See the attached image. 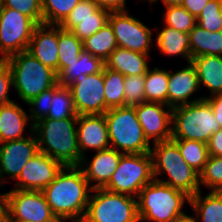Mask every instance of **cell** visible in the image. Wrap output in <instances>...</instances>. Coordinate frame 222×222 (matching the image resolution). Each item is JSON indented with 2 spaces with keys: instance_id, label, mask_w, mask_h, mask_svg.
Returning <instances> with one entry per match:
<instances>
[{
  "instance_id": "1",
  "label": "cell",
  "mask_w": 222,
  "mask_h": 222,
  "mask_svg": "<svg viewBox=\"0 0 222 222\" xmlns=\"http://www.w3.org/2000/svg\"><path fill=\"white\" fill-rule=\"evenodd\" d=\"M91 190L79 166H64L42 192L60 222H82Z\"/></svg>"
},
{
  "instance_id": "2",
  "label": "cell",
  "mask_w": 222,
  "mask_h": 222,
  "mask_svg": "<svg viewBox=\"0 0 222 222\" xmlns=\"http://www.w3.org/2000/svg\"><path fill=\"white\" fill-rule=\"evenodd\" d=\"M77 117L65 119L42 118L33 124V133L40 152L61 162L64 166H79Z\"/></svg>"
},
{
  "instance_id": "3",
  "label": "cell",
  "mask_w": 222,
  "mask_h": 222,
  "mask_svg": "<svg viewBox=\"0 0 222 222\" xmlns=\"http://www.w3.org/2000/svg\"><path fill=\"white\" fill-rule=\"evenodd\" d=\"M152 156L154 179L185 192L190 197L201 190L199 173L183 159L178 146L172 141L154 143ZM168 174V180L158 175Z\"/></svg>"
},
{
  "instance_id": "4",
  "label": "cell",
  "mask_w": 222,
  "mask_h": 222,
  "mask_svg": "<svg viewBox=\"0 0 222 222\" xmlns=\"http://www.w3.org/2000/svg\"><path fill=\"white\" fill-rule=\"evenodd\" d=\"M190 196L168 184L153 179L145 185L137 197L139 221L172 222L184 214L185 202Z\"/></svg>"
},
{
  "instance_id": "5",
  "label": "cell",
  "mask_w": 222,
  "mask_h": 222,
  "mask_svg": "<svg viewBox=\"0 0 222 222\" xmlns=\"http://www.w3.org/2000/svg\"><path fill=\"white\" fill-rule=\"evenodd\" d=\"M7 64L11 69L12 87L25 103L58 83L57 73L27 50L8 57Z\"/></svg>"
},
{
  "instance_id": "6",
  "label": "cell",
  "mask_w": 222,
  "mask_h": 222,
  "mask_svg": "<svg viewBox=\"0 0 222 222\" xmlns=\"http://www.w3.org/2000/svg\"><path fill=\"white\" fill-rule=\"evenodd\" d=\"M110 147L123 154L149 153L151 145L145 138L134 106L111 108L104 113Z\"/></svg>"
},
{
  "instance_id": "7",
  "label": "cell",
  "mask_w": 222,
  "mask_h": 222,
  "mask_svg": "<svg viewBox=\"0 0 222 222\" xmlns=\"http://www.w3.org/2000/svg\"><path fill=\"white\" fill-rule=\"evenodd\" d=\"M221 129L206 99L172 108L171 139H187L208 143Z\"/></svg>"
},
{
  "instance_id": "8",
  "label": "cell",
  "mask_w": 222,
  "mask_h": 222,
  "mask_svg": "<svg viewBox=\"0 0 222 222\" xmlns=\"http://www.w3.org/2000/svg\"><path fill=\"white\" fill-rule=\"evenodd\" d=\"M91 193L82 222H140L136 197L105 189Z\"/></svg>"
},
{
  "instance_id": "9",
  "label": "cell",
  "mask_w": 222,
  "mask_h": 222,
  "mask_svg": "<svg viewBox=\"0 0 222 222\" xmlns=\"http://www.w3.org/2000/svg\"><path fill=\"white\" fill-rule=\"evenodd\" d=\"M154 179L151 153L123 154L109 183L103 188L112 193L138 197L140 190Z\"/></svg>"
},
{
  "instance_id": "10",
  "label": "cell",
  "mask_w": 222,
  "mask_h": 222,
  "mask_svg": "<svg viewBox=\"0 0 222 222\" xmlns=\"http://www.w3.org/2000/svg\"><path fill=\"white\" fill-rule=\"evenodd\" d=\"M6 197V220L60 222L42 191L12 189Z\"/></svg>"
},
{
  "instance_id": "11",
  "label": "cell",
  "mask_w": 222,
  "mask_h": 222,
  "mask_svg": "<svg viewBox=\"0 0 222 222\" xmlns=\"http://www.w3.org/2000/svg\"><path fill=\"white\" fill-rule=\"evenodd\" d=\"M37 24L15 9L0 8V50L8 58L28 49Z\"/></svg>"
},
{
  "instance_id": "12",
  "label": "cell",
  "mask_w": 222,
  "mask_h": 222,
  "mask_svg": "<svg viewBox=\"0 0 222 222\" xmlns=\"http://www.w3.org/2000/svg\"><path fill=\"white\" fill-rule=\"evenodd\" d=\"M128 12H110L108 17L117 46L149 55L153 32L139 19L130 16Z\"/></svg>"
},
{
  "instance_id": "13",
  "label": "cell",
  "mask_w": 222,
  "mask_h": 222,
  "mask_svg": "<svg viewBox=\"0 0 222 222\" xmlns=\"http://www.w3.org/2000/svg\"><path fill=\"white\" fill-rule=\"evenodd\" d=\"M77 115L104 114V68L99 73L86 75L68 86Z\"/></svg>"
},
{
  "instance_id": "14",
  "label": "cell",
  "mask_w": 222,
  "mask_h": 222,
  "mask_svg": "<svg viewBox=\"0 0 222 222\" xmlns=\"http://www.w3.org/2000/svg\"><path fill=\"white\" fill-rule=\"evenodd\" d=\"M135 111L145 138L150 143L171 140L172 108L164 103L143 102L135 105ZM166 107V109L164 108Z\"/></svg>"
},
{
  "instance_id": "15",
  "label": "cell",
  "mask_w": 222,
  "mask_h": 222,
  "mask_svg": "<svg viewBox=\"0 0 222 222\" xmlns=\"http://www.w3.org/2000/svg\"><path fill=\"white\" fill-rule=\"evenodd\" d=\"M63 167L61 162L38 151L23 167L15 180L17 182L14 189L42 191L56 178Z\"/></svg>"
},
{
  "instance_id": "16",
  "label": "cell",
  "mask_w": 222,
  "mask_h": 222,
  "mask_svg": "<svg viewBox=\"0 0 222 222\" xmlns=\"http://www.w3.org/2000/svg\"><path fill=\"white\" fill-rule=\"evenodd\" d=\"M32 137H24L0 143V184L5 175L16 180L25 164L39 151L33 131ZM2 144V145H1Z\"/></svg>"
},
{
  "instance_id": "17",
  "label": "cell",
  "mask_w": 222,
  "mask_h": 222,
  "mask_svg": "<svg viewBox=\"0 0 222 222\" xmlns=\"http://www.w3.org/2000/svg\"><path fill=\"white\" fill-rule=\"evenodd\" d=\"M76 127L81 160L88 148L97 152L110 147L104 114L78 115Z\"/></svg>"
},
{
  "instance_id": "18",
  "label": "cell",
  "mask_w": 222,
  "mask_h": 222,
  "mask_svg": "<svg viewBox=\"0 0 222 222\" xmlns=\"http://www.w3.org/2000/svg\"><path fill=\"white\" fill-rule=\"evenodd\" d=\"M58 25L35 27L27 51L42 64L59 74Z\"/></svg>"
},
{
  "instance_id": "19",
  "label": "cell",
  "mask_w": 222,
  "mask_h": 222,
  "mask_svg": "<svg viewBox=\"0 0 222 222\" xmlns=\"http://www.w3.org/2000/svg\"><path fill=\"white\" fill-rule=\"evenodd\" d=\"M122 155L123 153L109 147L97 151L92 160H90V164H87L86 155L82 158L79 167L82 169L92 190L103 189L109 183Z\"/></svg>"
},
{
  "instance_id": "20",
  "label": "cell",
  "mask_w": 222,
  "mask_h": 222,
  "mask_svg": "<svg viewBox=\"0 0 222 222\" xmlns=\"http://www.w3.org/2000/svg\"><path fill=\"white\" fill-rule=\"evenodd\" d=\"M188 64L175 73L169 72L168 106L171 108L205 99V97L190 99L192 94L200 89V85L194 65L191 62Z\"/></svg>"
},
{
  "instance_id": "21",
  "label": "cell",
  "mask_w": 222,
  "mask_h": 222,
  "mask_svg": "<svg viewBox=\"0 0 222 222\" xmlns=\"http://www.w3.org/2000/svg\"><path fill=\"white\" fill-rule=\"evenodd\" d=\"M29 121V115L14 101L0 107V143L24 138L28 123L32 132L33 124Z\"/></svg>"
},
{
  "instance_id": "22",
  "label": "cell",
  "mask_w": 222,
  "mask_h": 222,
  "mask_svg": "<svg viewBox=\"0 0 222 222\" xmlns=\"http://www.w3.org/2000/svg\"><path fill=\"white\" fill-rule=\"evenodd\" d=\"M150 55L117 47L104 62L105 67L124 76L145 75Z\"/></svg>"
},
{
  "instance_id": "23",
  "label": "cell",
  "mask_w": 222,
  "mask_h": 222,
  "mask_svg": "<svg viewBox=\"0 0 222 222\" xmlns=\"http://www.w3.org/2000/svg\"><path fill=\"white\" fill-rule=\"evenodd\" d=\"M200 87L206 86L210 95L222 94V56L204 55L192 58Z\"/></svg>"
},
{
  "instance_id": "24",
  "label": "cell",
  "mask_w": 222,
  "mask_h": 222,
  "mask_svg": "<svg viewBox=\"0 0 222 222\" xmlns=\"http://www.w3.org/2000/svg\"><path fill=\"white\" fill-rule=\"evenodd\" d=\"M156 37V47L165 56H182L190 63L192 56L190 53L189 33L177 31L176 29L164 26Z\"/></svg>"
},
{
  "instance_id": "25",
  "label": "cell",
  "mask_w": 222,
  "mask_h": 222,
  "mask_svg": "<svg viewBox=\"0 0 222 222\" xmlns=\"http://www.w3.org/2000/svg\"><path fill=\"white\" fill-rule=\"evenodd\" d=\"M105 63L82 50L77 61L69 63L59 74L58 83L63 87H68L83 76L99 73L103 70Z\"/></svg>"
},
{
  "instance_id": "26",
  "label": "cell",
  "mask_w": 222,
  "mask_h": 222,
  "mask_svg": "<svg viewBox=\"0 0 222 222\" xmlns=\"http://www.w3.org/2000/svg\"><path fill=\"white\" fill-rule=\"evenodd\" d=\"M189 204L197 221L222 222V192L210 191L203 198L200 190L190 197Z\"/></svg>"
},
{
  "instance_id": "27",
  "label": "cell",
  "mask_w": 222,
  "mask_h": 222,
  "mask_svg": "<svg viewBox=\"0 0 222 222\" xmlns=\"http://www.w3.org/2000/svg\"><path fill=\"white\" fill-rule=\"evenodd\" d=\"M192 58L204 55L222 56V33L210 32L196 25L189 32Z\"/></svg>"
},
{
  "instance_id": "28",
  "label": "cell",
  "mask_w": 222,
  "mask_h": 222,
  "mask_svg": "<svg viewBox=\"0 0 222 222\" xmlns=\"http://www.w3.org/2000/svg\"><path fill=\"white\" fill-rule=\"evenodd\" d=\"M109 14V11L98 8L96 10V17L64 20L59 26L66 31H71L78 39L83 41L108 23Z\"/></svg>"
},
{
  "instance_id": "29",
  "label": "cell",
  "mask_w": 222,
  "mask_h": 222,
  "mask_svg": "<svg viewBox=\"0 0 222 222\" xmlns=\"http://www.w3.org/2000/svg\"><path fill=\"white\" fill-rule=\"evenodd\" d=\"M83 50L105 62L109 55L118 47L114 32L109 23L92 36L82 41Z\"/></svg>"
},
{
  "instance_id": "30",
  "label": "cell",
  "mask_w": 222,
  "mask_h": 222,
  "mask_svg": "<svg viewBox=\"0 0 222 222\" xmlns=\"http://www.w3.org/2000/svg\"><path fill=\"white\" fill-rule=\"evenodd\" d=\"M149 67L145 74L146 102H159L168 105V77L169 71Z\"/></svg>"
},
{
  "instance_id": "31",
  "label": "cell",
  "mask_w": 222,
  "mask_h": 222,
  "mask_svg": "<svg viewBox=\"0 0 222 222\" xmlns=\"http://www.w3.org/2000/svg\"><path fill=\"white\" fill-rule=\"evenodd\" d=\"M171 140L178 146V149L186 163L200 173L210 156L207 144L187 139Z\"/></svg>"
},
{
  "instance_id": "32",
  "label": "cell",
  "mask_w": 222,
  "mask_h": 222,
  "mask_svg": "<svg viewBox=\"0 0 222 222\" xmlns=\"http://www.w3.org/2000/svg\"><path fill=\"white\" fill-rule=\"evenodd\" d=\"M124 81V75L104 66V98L107 110L124 106Z\"/></svg>"
},
{
  "instance_id": "33",
  "label": "cell",
  "mask_w": 222,
  "mask_h": 222,
  "mask_svg": "<svg viewBox=\"0 0 222 222\" xmlns=\"http://www.w3.org/2000/svg\"><path fill=\"white\" fill-rule=\"evenodd\" d=\"M58 53L59 73L72 63L77 61L83 50L82 40L78 39L71 31H66L58 25Z\"/></svg>"
},
{
  "instance_id": "34",
  "label": "cell",
  "mask_w": 222,
  "mask_h": 222,
  "mask_svg": "<svg viewBox=\"0 0 222 222\" xmlns=\"http://www.w3.org/2000/svg\"><path fill=\"white\" fill-rule=\"evenodd\" d=\"M51 103V108L45 118L65 119L78 117L74 108L72 94L68 87H63L59 83L53 86Z\"/></svg>"
},
{
  "instance_id": "35",
  "label": "cell",
  "mask_w": 222,
  "mask_h": 222,
  "mask_svg": "<svg viewBox=\"0 0 222 222\" xmlns=\"http://www.w3.org/2000/svg\"><path fill=\"white\" fill-rule=\"evenodd\" d=\"M80 0H42L43 23L60 25Z\"/></svg>"
},
{
  "instance_id": "36",
  "label": "cell",
  "mask_w": 222,
  "mask_h": 222,
  "mask_svg": "<svg viewBox=\"0 0 222 222\" xmlns=\"http://www.w3.org/2000/svg\"><path fill=\"white\" fill-rule=\"evenodd\" d=\"M163 14L165 26L177 31L189 33L196 25L197 18L189 13L183 6H167Z\"/></svg>"
},
{
  "instance_id": "37",
  "label": "cell",
  "mask_w": 222,
  "mask_h": 222,
  "mask_svg": "<svg viewBox=\"0 0 222 222\" xmlns=\"http://www.w3.org/2000/svg\"><path fill=\"white\" fill-rule=\"evenodd\" d=\"M200 186L210 188V191L222 192V157L209 156L203 170L199 173Z\"/></svg>"
},
{
  "instance_id": "38",
  "label": "cell",
  "mask_w": 222,
  "mask_h": 222,
  "mask_svg": "<svg viewBox=\"0 0 222 222\" xmlns=\"http://www.w3.org/2000/svg\"><path fill=\"white\" fill-rule=\"evenodd\" d=\"M124 106H135L146 102L145 75L125 76Z\"/></svg>"
},
{
  "instance_id": "39",
  "label": "cell",
  "mask_w": 222,
  "mask_h": 222,
  "mask_svg": "<svg viewBox=\"0 0 222 222\" xmlns=\"http://www.w3.org/2000/svg\"><path fill=\"white\" fill-rule=\"evenodd\" d=\"M197 25L210 32H219L222 29V13L220 0H210L200 15Z\"/></svg>"
},
{
  "instance_id": "40",
  "label": "cell",
  "mask_w": 222,
  "mask_h": 222,
  "mask_svg": "<svg viewBox=\"0 0 222 222\" xmlns=\"http://www.w3.org/2000/svg\"><path fill=\"white\" fill-rule=\"evenodd\" d=\"M2 7L17 10L31 18L37 25L43 24L42 0H3Z\"/></svg>"
},
{
  "instance_id": "41",
  "label": "cell",
  "mask_w": 222,
  "mask_h": 222,
  "mask_svg": "<svg viewBox=\"0 0 222 222\" xmlns=\"http://www.w3.org/2000/svg\"><path fill=\"white\" fill-rule=\"evenodd\" d=\"M52 97L53 87L43 91L37 97H34L28 103H26L28 106H30V114L28 115L32 124L47 116L52 105Z\"/></svg>"
},
{
  "instance_id": "42",
  "label": "cell",
  "mask_w": 222,
  "mask_h": 222,
  "mask_svg": "<svg viewBox=\"0 0 222 222\" xmlns=\"http://www.w3.org/2000/svg\"><path fill=\"white\" fill-rule=\"evenodd\" d=\"M11 86H13L11 69L6 62L0 65V107L13 101L8 94Z\"/></svg>"
},
{
  "instance_id": "43",
  "label": "cell",
  "mask_w": 222,
  "mask_h": 222,
  "mask_svg": "<svg viewBox=\"0 0 222 222\" xmlns=\"http://www.w3.org/2000/svg\"><path fill=\"white\" fill-rule=\"evenodd\" d=\"M98 8L99 6L94 0H80L65 20H74V18L96 17V10Z\"/></svg>"
},
{
  "instance_id": "44",
  "label": "cell",
  "mask_w": 222,
  "mask_h": 222,
  "mask_svg": "<svg viewBox=\"0 0 222 222\" xmlns=\"http://www.w3.org/2000/svg\"><path fill=\"white\" fill-rule=\"evenodd\" d=\"M207 148L210 156L222 157V128L211 135Z\"/></svg>"
},
{
  "instance_id": "45",
  "label": "cell",
  "mask_w": 222,
  "mask_h": 222,
  "mask_svg": "<svg viewBox=\"0 0 222 222\" xmlns=\"http://www.w3.org/2000/svg\"><path fill=\"white\" fill-rule=\"evenodd\" d=\"M101 9L109 12H124L126 9V0H94Z\"/></svg>"
},
{
  "instance_id": "46",
  "label": "cell",
  "mask_w": 222,
  "mask_h": 222,
  "mask_svg": "<svg viewBox=\"0 0 222 222\" xmlns=\"http://www.w3.org/2000/svg\"><path fill=\"white\" fill-rule=\"evenodd\" d=\"M212 107L213 113L220 127L222 128V94H215L205 97Z\"/></svg>"
},
{
  "instance_id": "47",
  "label": "cell",
  "mask_w": 222,
  "mask_h": 222,
  "mask_svg": "<svg viewBox=\"0 0 222 222\" xmlns=\"http://www.w3.org/2000/svg\"><path fill=\"white\" fill-rule=\"evenodd\" d=\"M209 1L210 0H184L181 6L197 18Z\"/></svg>"
},
{
  "instance_id": "48",
  "label": "cell",
  "mask_w": 222,
  "mask_h": 222,
  "mask_svg": "<svg viewBox=\"0 0 222 222\" xmlns=\"http://www.w3.org/2000/svg\"><path fill=\"white\" fill-rule=\"evenodd\" d=\"M6 197L3 194H0V222H6Z\"/></svg>"
},
{
  "instance_id": "49",
  "label": "cell",
  "mask_w": 222,
  "mask_h": 222,
  "mask_svg": "<svg viewBox=\"0 0 222 222\" xmlns=\"http://www.w3.org/2000/svg\"><path fill=\"white\" fill-rule=\"evenodd\" d=\"M172 222H198L196 216H189L186 213L176 217Z\"/></svg>"
},
{
  "instance_id": "50",
  "label": "cell",
  "mask_w": 222,
  "mask_h": 222,
  "mask_svg": "<svg viewBox=\"0 0 222 222\" xmlns=\"http://www.w3.org/2000/svg\"><path fill=\"white\" fill-rule=\"evenodd\" d=\"M149 3H156L158 0H147ZM164 3V7L167 6H181L184 0H161Z\"/></svg>"
},
{
  "instance_id": "51",
  "label": "cell",
  "mask_w": 222,
  "mask_h": 222,
  "mask_svg": "<svg viewBox=\"0 0 222 222\" xmlns=\"http://www.w3.org/2000/svg\"><path fill=\"white\" fill-rule=\"evenodd\" d=\"M7 62V57L0 50V65Z\"/></svg>"
},
{
  "instance_id": "52",
  "label": "cell",
  "mask_w": 222,
  "mask_h": 222,
  "mask_svg": "<svg viewBox=\"0 0 222 222\" xmlns=\"http://www.w3.org/2000/svg\"><path fill=\"white\" fill-rule=\"evenodd\" d=\"M6 222H32V221L6 220Z\"/></svg>"
},
{
  "instance_id": "53",
  "label": "cell",
  "mask_w": 222,
  "mask_h": 222,
  "mask_svg": "<svg viewBox=\"0 0 222 222\" xmlns=\"http://www.w3.org/2000/svg\"><path fill=\"white\" fill-rule=\"evenodd\" d=\"M3 5V0H0V8L2 7Z\"/></svg>"
},
{
  "instance_id": "54",
  "label": "cell",
  "mask_w": 222,
  "mask_h": 222,
  "mask_svg": "<svg viewBox=\"0 0 222 222\" xmlns=\"http://www.w3.org/2000/svg\"><path fill=\"white\" fill-rule=\"evenodd\" d=\"M220 7H221V13H222V0H220Z\"/></svg>"
}]
</instances>
